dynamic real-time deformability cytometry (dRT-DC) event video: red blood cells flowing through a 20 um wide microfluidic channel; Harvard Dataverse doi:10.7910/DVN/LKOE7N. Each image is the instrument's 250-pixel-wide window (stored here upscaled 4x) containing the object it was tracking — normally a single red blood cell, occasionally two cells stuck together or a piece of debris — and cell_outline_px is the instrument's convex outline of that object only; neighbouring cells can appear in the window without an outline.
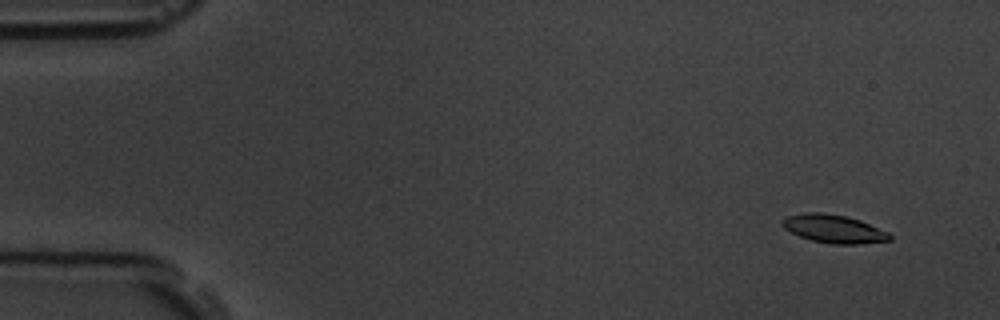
{"species": "common noctule bat (a hibernating species)", "species_latin": "Nyctalus noctula", "temperature_condition": "room temperature", "stored_images_in_passage": 5, "camera_frame_rate_fps": 3000, "um_per_image_px": 0.085, "animal": {"sex": "male", "body_mass_g": 19.5, "forearm_length_mm": 54.6}, "frame": {"image": 1, "passage_image": 2, "time_ms": 1.0, "image_size_px": [1000, 320], "cell_outline_px": [[892, 240], [860, 244], [832, 244], [812, 240], [800, 236], [784, 228], [780, 224], [780, 220], [788, 216], [804, 212], [824, 212], [844, 216], [860, 220], [888, 232], [892, 236]], "centroid_in_image_um": [70.86, 19.45], "position_along_channel_um": 14.1, "area_um2": 17.69}}